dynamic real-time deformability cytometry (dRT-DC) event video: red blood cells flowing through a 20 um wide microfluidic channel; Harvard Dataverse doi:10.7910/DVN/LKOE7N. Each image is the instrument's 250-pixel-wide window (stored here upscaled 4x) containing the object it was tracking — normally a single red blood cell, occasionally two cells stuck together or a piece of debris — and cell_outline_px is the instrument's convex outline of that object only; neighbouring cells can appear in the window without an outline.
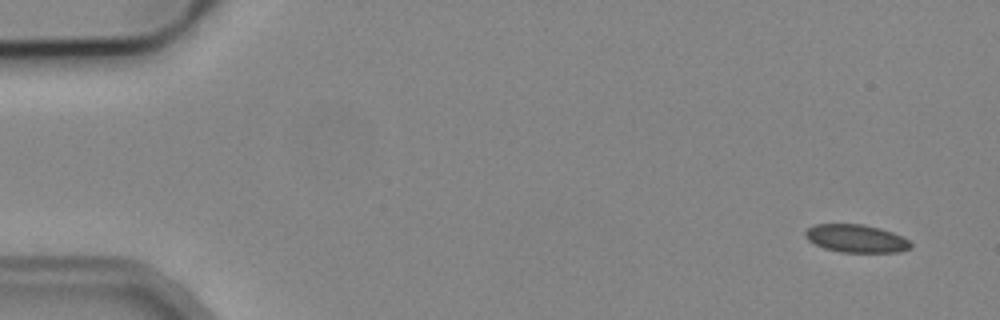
{"species": "common noctule bat (a hibernating species)", "species_latin": "Nyctalus noctula", "temperature_condition": "cold", "stored_images_in_passage": 3, "camera_frame_rate_fps": 3000, "um_per_image_px": 0.085, "animal": {"sex": "male", "body_mass_g": 19.2, "forearm_length_mm": 51.8}, "frame": {"image": 1, "passage_image": 1, "time_ms": 0.0, "image_size_px": [1000, 320], "cell_outline_px": [[912, 248], [900, 252], [840, 252], [824, 248], [808, 240], [804, 236], [804, 232], [808, 228], [816, 224], [864, 224], [880, 228], [892, 232], [908, 240], [912, 244]], "centroid_in_image_um": [72.77, 20.27], "position_along_channel_um": 12.2, "area_um2": 17.17}}